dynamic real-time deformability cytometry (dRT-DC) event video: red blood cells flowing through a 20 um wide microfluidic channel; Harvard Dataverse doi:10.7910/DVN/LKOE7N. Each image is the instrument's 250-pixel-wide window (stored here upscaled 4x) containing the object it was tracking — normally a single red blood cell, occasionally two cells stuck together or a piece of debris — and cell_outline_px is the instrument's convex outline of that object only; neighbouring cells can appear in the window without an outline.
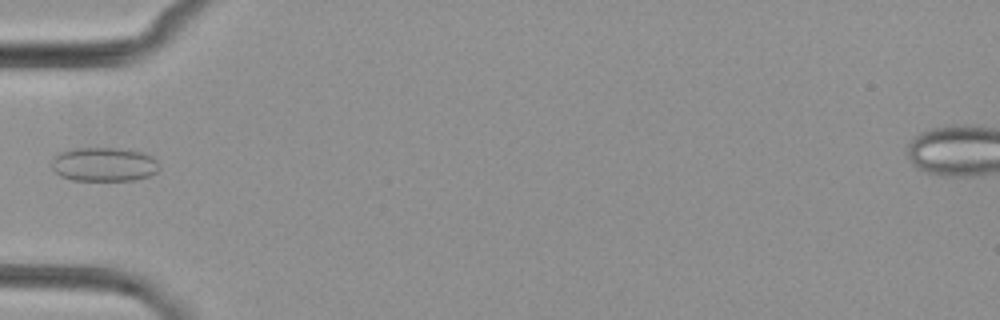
{"species": "common noctule bat (a hibernating species)", "species_latin": "Nyctalus noctula", "temperature_condition": "cold", "stored_images_in_passage": 4, "camera_frame_rate_fps": 3000, "um_per_image_px": 0.085, "animal": {"sex": "female", "body_mass_g": 29.2, "forearm_length_mm": 56.3}, "frame": {"image": 1, "passage_image": 4, "time_ms": 4.0, "image_size_px": [1000, 320], "cell_outline_px": [[160, 168], [156, 172], [148, 176], [136, 180], [72, 180], [60, 176], [52, 168], [52, 160], [60, 152], [68, 148], [120, 148], [144, 152], [152, 156], [156, 160]], "centroid_in_image_um": [8.84, 13.96], "position_along_channel_um": 76.2, "area_um2": 21.5}}